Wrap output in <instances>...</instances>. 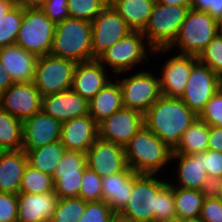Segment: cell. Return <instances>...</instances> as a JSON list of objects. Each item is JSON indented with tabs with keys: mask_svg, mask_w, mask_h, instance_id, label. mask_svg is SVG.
Masks as SVG:
<instances>
[{
	"mask_svg": "<svg viewBox=\"0 0 222 222\" xmlns=\"http://www.w3.org/2000/svg\"><path fill=\"white\" fill-rule=\"evenodd\" d=\"M198 118L181 99L162 95L144 114V126L172 151L186 129Z\"/></svg>",
	"mask_w": 222,
	"mask_h": 222,
	"instance_id": "obj_1",
	"label": "cell"
},
{
	"mask_svg": "<svg viewBox=\"0 0 222 222\" xmlns=\"http://www.w3.org/2000/svg\"><path fill=\"white\" fill-rule=\"evenodd\" d=\"M124 148L128 168L139 174H159L171 162L173 153L144 125Z\"/></svg>",
	"mask_w": 222,
	"mask_h": 222,
	"instance_id": "obj_2",
	"label": "cell"
},
{
	"mask_svg": "<svg viewBox=\"0 0 222 222\" xmlns=\"http://www.w3.org/2000/svg\"><path fill=\"white\" fill-rule=\"evenodd\" d=\"M91 22L67 18L56 24L49 55L76 63L93 60Z\"/></svg>",
	"mask_w": 222,
	"mask_h": 222,
	"instance_id": "obj_3",
	"label": "cell"
},
{
	"mask_svg": "<svg viewBox=\"0 0 222 222\" xmlns=\"http://www.w3.org/2000/svg\"><path fill=\"white\" fill-rule=\"evenodd\" d=\"M216 35L215 18L206 12L189 9L174 42L168 48L154 50L153 55L164 54L177 47L178 53L197 57Z\"/></svg>",
	"mask_w": 222,
	"mask_h": 222,
	"instance_id": "obj_4",
	"label": "cell"
},
{
	"mask_svg": "<svg viewBox=\"0 0 222 222\" xmlns=\"http://www.w3.org/2000/svg\"><path fill=\"white\" fill-rule=\"evenodd\" d=\"M156 174H138L129 201L120 216L131 222H157V193L169 182Z\"/></svg>",
	"mask_w": 222,
	"mask_h": 222,
	"instance_id": "obj_5",
	"label": "cell"
},
{
	"mask_svg": "<svg viewBox=\"0 0 222 222\" xmlns=\"http://www.w3.org/2000/svg\"><path fill=\"white\" fill-rule=\"evenodd\" d=\"M144 41L146 38L141 31H132L104 51L97 60L105 68L113 69L114 75L127 74V71H131L140 62L149 61L148 52L153 54L154 49L147 42L145 45Z\"/></svg>",
	"mask_w": 222,
	"mask_h": 222,
	"instance_id": "obj_6",
	"label": "cell"
},
{
	"mask_svg": "<svg viewBox=\"0 0 222 222\" xmlns=\"http://www.w3.org/2000/svg\"><path fill=\"white\" fill-rule=\"evenodd\" d=\"M188 7L154 3L151 16L142 33L154 50L168 48L185 20Z\"/></svg>",
	"mask_w": 222,
	"mask_h": 222,
	"instance_id": "obj_7",
	"label": "cell"
},
{
	"mask_svg": "<svg viewBox=\"0 0 222 222\" xmlns=\"http://www.w3.org/2000/svg\"><path fill=\"white\" fill-rule=\"evenodd\" d=\"M56 24L40 8L23 9V20L15 44L36 56L49 55Z\"/></svg>",
	"mask_w": 222,
	"mask_h": 222,
	"instance_id": "obj_8",
	"label": "cell"
},
{
	"mask_svg": "<svg viewBox=\"0 0 222 222\" xmlns=\"http://www.w3.org/2000/svg\"><path fill=\"white\" fill-rule=\"evenodd\" d=\"M154 74L146 69L121 80L122 74L114 76L121 87L123 108L144 114L162 96L159 76Z\"/></svg>",
	"mask_w": 222,
	"mask_h": 222,
	"instance_id": "obj_9",
	"label": "cell"
},
{
	"mask_svg": "<svg viewBox=\"0 0 222 222\" xmlns=\"http://www.w3.org/2000/svg\"><path fill=\"white\" fill-rule=\"evenodd\" d=\"M76 64L72 60L51 55L39 56L33 83L41 96L70 89Z\"/></svg>",
	"mask_w": 222,
	"mask_h": 222,
	"instance_id": "obj_10",
	"label": "cell"
},
{
	"mask_svg": "<svg viewBox=\"0 0 222 222\" xmlns=\"http://www.w3.org/2000/svg\"><path fill=\"white\" fill-rule=\"evenodd\" d=\"M222 87V78L208 66L197 62L192 68L183 96L180 98L197 115Z\"/></svg>",
	"mask_w": 222,
	"mask_h": 222,
	"instance_id": "obj_11",
	"label": "cell"
},
{
	"mask_svg": "<svg viewBox=\"0 0 222 222\" xmlns=\"http://www.w3.org/2000/svg\"><path fill=\"white\" fill-rule=\"evenodd\" d=\"M91 26L93 59L133 31L110 4L91 22Z\"/></svg>",
	"mask_w": 222,
	"mask_h": 222,
	"instance_id": "obj_12",
	"label": "cell"
},
{
	"mask_svg": "<svg viewBox=\"0 0 222 222\" xmlns=\"http://www.w3.org/2000/svg\"><path fill=\"white\" fill-rule=\"evenodd\" d=\"M42 96L33 82L13 83L1 93L0 109L24 121L41 111Z\"/></svg>",
	"mask_w": 222,
	"mask_h": 222,
	"instance_id": "obj_13",
	"label": "cell"
},
{
	"mask_svg": "<svg viewBox=\"0 0 222 222\" xmlns=\"http://www.w3.org/2000/svg\"><path fill=\"white\" fill-rule=\"evenodd\" d=\"M143 125L142 113L122 108L98 124L99 138L125 147Z\"/></svg>",
	"mask_w": 222,
	"mask_h": 222,
	"instance_id": "obj_14",
	"label": "cell"
},
{
	"mask_svg": "<svg viewBox=\"0 0 222 222\" xmlns=\"http://www.w3.org/2000/svg\"><path fill=\"white\" fill-rule=\"evenodd\" d=\"M87 166L102 178L128 169L125 148L98 138L86 152Z\"/></svg>",
	"mask_w": 222,
	"mask_h": 222,
	"instance_id": "obj_15",
	"label": "cell"
},
{
	"mask_svg": "<svg viewBox=\"0 0 222 222\" xmlns=\"http://www.w3.org/2000/svg\"><path fill=\"white\" fill-rule=\"evenodd\" d=\"M197 62L196 56L180 53L168 58L159 75L162 95L180 99L185 91L191 68Z\"/></svg>",
	"mask_w": 222,
	"mask_h": 222,
	"instance_id": "obj_16",
	"label": "cell"
},
{
	"mask_svg": "<svg viewBox=\"0 0 222 222\" xmlns=\"http://www.w3.org/2000/svg\"><path fill=\"white\" fill-rule=\"evenodd\" d=\"M62 123L42 110L23 121L22 150L41 148L60 140Z\"/></svg>",
	"mask_w": 222,
	"mask_h": 222,
	"instance_id": "obj_17",
	"label": "cell"
},
{
	"mask_svg": "<svg viewBox=\"0 0 222 222\" xmlns=\"http://www.w3.org/2000/svg\"><path fill=\"white\" fill-rule=\"evenodd\" d=\"M41 110L60 123L89 114V101L71 88L42 96Z\"/></svg>",
	"mask_w": 222,
	"mask_h": 222,
	"instance_id": "obj_18",
	"label": "cell"
},
{
	"mask_svg": "<svg viewBox=\"0 0 222 222\" xmlns=\"http://www.w3.org/2000/svg\"><path fill=\"white\" fill-rule=\"evenodd\" d=\"M177 159V161H175ZM171 160L178 163L177 182H169L172 186L184 189L199 190L207 193L211 192L212 182L209 180L207 172L202 164V153L185 155L172 154Z\"/></svg>",
	"mask_w": 222,
	"mask_h": 222,
	"instance_id": "obj_19",
	"label": "cell"
},
{
	"mask_svg": "<svg viewBox=\"0 0 222 222\" xmlns=\"http://www.w3.org/2000/svg\"><path fill=\"white\" fill-rule=\"evenodd\" d=\"M98 138V124L89 114L62 123L60 141L66 150L86 154Z\"/></svg>",
	"mask_w": 222,
	"mask_h": 222,
	"instance_id": "obj_20",
	"label": "cell"
},
{
	"mask_svg": "<svg viewBox=\"0 0 222 222\" xmlns=\"http://www.w3.org/2000/svg\"><path fill=\"white\" fill-rule=\"evenodd\" d=\"M97 60L76 64L71 89L90 101L111 79L108 70Z\"/></svg>",
	"mask_w": 222,
	"mask_h": 222,
	"instance_id": "obj_21",
	"label": "cell"
},
{
	"mask_svg": "<svg viewBox=\"0 0 222 222\" xmlns=\"http://www.w3.org/2000/svg\"><path fill=\"white\" fill-rule=\"evenodd\" d=\"M17 222L50 221L59 198L53 192L41 194L18 193Z\"/></svg>",
	"mask_w": 222,
	"mask_h": 222,
	"instance_id": "obj_22",
	"label": "cell"
},
{
	"mask_svg": "<svg viewBox=\"0 0 222 222\" xmlns=\"http://www.w3.org/2000/svg\"><path fill=\"white\" fill-rule=\"evenodd\" d=\"M38 56L14 44L0 48V61L13 83L33 82Z\"/></svg>",
	"mask_w": 222,
	"mask_h": 222,
	"instance_id": "obj_23",
	"label": "cell"
},
{
	"mask_svg": "<svg viewBox=\"0 0 222 222\" xmlns=\"http://www.w3.org/2000/svg\"><path fill=\"white\" fill-rule=\"evenodd\" d=\"M139 173L133 172L130 168L124 172H119L102 178L103 201L111 209L119 214L127 205L132 189L134 178Z\"/></svg>",
	"mask_w": 222,
	"mask_h": 222,
	"instance_id": "obj_24",
	"label": "cell"
},
{
	"mask_svg": "<svg viewBox=\"0 0 222 222\" xmlns=\"http://www.w3.org/2000/svg\"><path fill=\"white\" fill-rule=\"evenodd\" d=\"M27 165L24 150L0 151V192L18 194Z\"/></svg>",
	"mask_w": 222,
	"mask_h": 222,
	"instance_id": "obj_25",
	"label": "cell"
},
{
	"mask_svg": "<svg viewBox=\"0 0 222 222\" xmlns=\"http://www.w3.org/2000/svg\"><path fill=\"white\" fill-rule=\"evenodd\" d=\"M123 108L122 91L117 80H110L90 101L89 115L97 124Z\"/></svg>",
	"mask_w": 222,
	"mask_h": 222,
	"instance_id": "obj_26",
	"label": "cell"
},
{
	"mask_svg": "<svg viewBox=\"0 0 222 222\" xmlns=\"http://www.w3.org/2000/svg\"><path fill=\"white\" fill-rule=\"evenodd\" d=\"M133 31H143L154 5L152 0H107Z\"/></svg>",
	"mask_w": 222,
	"mask_h": 222,
	"instance_id": "obj_27",
	"label": "cell"
},
{
	"mask_svg": "<svg viewBox=\"0 0 222 222\" xmlns=\"http://www.w3.org/2000/svg\"><path fill=\"white\" fill-rule=\"evenodd\" d=\"M24 151L27 155L28 165L52 177L66 149L58 140L38 149Z\"/></svg>",
	"mask_w": 222,
	"mask_h": 222,
	"instance_id": "obj_28",
	"label": "cell"
},
{
	"mask_svg": "<svg viewBox=\"0 0 222 222\" xmlns=\"http://www.w3.org/2000/svg\"><path fill=\"white\" fill-rule=\"evenodd\" d=\"M209 125L197 118L184 131L172 154L192 155L208 150Z\"/></svg>",
	"mask_w": 222,
	"mask_h": 222,
	"instance_id": "obj_29",
	"label": "cell"
},
{
	"mask_svg": "<svg viewBox=\"0 0 222 222\" xmlns=\"http://www.w3.org/2000/svg\"><path fill=\"white\" fill-rule=\"evenodd\" d=\"M23 121L0 109V151L22 149Z\"/></svg>",
	"mask_w": 222,
	"mask_h": 222,
	"instance_id": "obj_30",
	"label": "cell"
},
{
	"mask_svg": "<svg viewBox=\"0 0 222 222\" xmlns=\"http://www.w3.org/2000/svg\"><path fill=\"white\" fill-rule=\"evenodd\" d=\"M208 193L174 186V203L177 218L199 217Z\"/></svg>",
	"mask_w": 222,
	"mask_h": 222,
	"instance_id": "obj_31",
	"label": "cell"
},
{
	"mask_svg": "<svg viewBox=\"0 0 222 222\" xmlns=\"http://www.w3.org/2000/svg\"><path fill=\"white\" fill-rule=\"evenodd\" d=\"M54 185L52 177L30 165H27L21 180L19 193L41 194L53 192Z\"/></svg>",
	"mask_w": 222,
	"mask_h": 222,
	"instance_id": "obj_32",
	"label": "cell"
},
{
	"mask_svg": "<svg viewBox=\"0 0 222 222\" xmlns=\"http://www.w3.org/2000/svg\"><path fill=\"white\" fill-rule=\"evenodd\" d=\"M23 20V9L14 6L0 17V48L14 45Z\"/></svg>",
	"mask_w": 222,
	"mask_h": 222,
	"instance_id": "obj_33",
	"label": "cell"
},
{
	"mask_svg": "<svg viewBox=\"0 0 222 222\" xmlns=\"http://www.w3.org/2000/svg\"><path fill=\"white\" fill-rule=\"evenodd\" d=\"M86 202L80 197L59 198L50 222H78L85 211Z\"/></svg>",
	"mask_w": 222,
	"mask_h": 222,
	"instance_id": "obj_34",
	"label": "cell"
},
{
	"mask_svg": "<svg viewBox=\"0 0 222 222\" xmlns=\"http://www.w3.org/2000/svg\"><path fill=\"white\" fill-rule=\"evenodd\" d=\"M70 18L92 22L108 5L107 0H67Z\"/></svg>",
	"mask_w": 222,
	"mask_h": 222,
	"instance_id": "obj_35",
	"label": "cell"
},
{
	"mask_svg": "<svg viewBox=\"0 0 222 222\" xmlns=\"http://www.w3.org/2000/svg\"><path fill=\"white\" fill-rule=\"evenodd\" d=\"M86 167L87 158L85 153L66 150L53 173V183L62 175L84 174Z\"/></svg>",
	"mask_w": 222,
	"mask_h": 222,
	"instance_id": "obj_36",
	"label": "cell"
},
{
	"mask_svg": "<svg viewBox=\"0 0 222 222\" xmlns=\"http://www.w3.org/2000/svg\"><path fill=\"white\" fill-rule=\"evenodd\" d=\"M197 60L222 78V37L216 35L200 52Z\"/></svg>",
	"mask_w": 222,
	"mask_h": 222,
	"instance_id": "obj_37",
	"label": "cell"
},
{
	"mask_svg": "<svg viewBox=\"0 0 222 222\" xmlns=\"http://www.w3.org/2000/svg\"><path fill=\"white\" fill-rule=\"evenodd\" d=\"M79 197L85 202L103 200L102 177L88 166L84 171Z\"/></svg>",
	"mask_w": 222,
	"mask_h": 222,
	"instance_id": "obj_38",
	"label": "cell"
},
{
	"mask_svg": "<svg viewBox=\"0 0 222 222\" xmlns=\"http://www.w3.org/2000/svg\"><path fill=\"white\" fill-rule=\"evenodd\" d=\"M176 218L174 186L167 183L157 193V222H173Z\"/></svg>",
	"mask_w": 222,
	"mask_h": 222,
	"instance_id": "obj_39",
	"label": "cell"
},
{
	"mask_svg": "<svg viewBox=\"0 0 222 222\" xmlns=\"http://www.w3.org/2000/svg\"><path fill=\"white\" fill-rule=\"evenodd\" d=\"M115 214L103 200L86 202L85 211L78 222H110Z\"/></svg>",
	"mask_w": 222,
	"mask_h": 222,
	"instance_id": "obj_40",
	"label": "cell"
},
{
	"mask_svg": "<svg viewBox=\"0 0 222 222\" xmlns=\"http://www.w3.org/2000/svg\"><path fill=\"white\" fill-rule=\"evenodd\" d=\"M198 118L209 126L222 127V87L208 101Z\"/></svg>",
	"mask_w": 222,
	"mask_h": 222,
	"instance_id": "obj_41",
	"label": "cell"
},
{
	"mask_svg": "<svg viewBox=\"0 0 222 222\" xmlns=\"http://www.w3.org/2000/svg\"><path fill=\"white\" fill-rule=\"evenodd\" d=\"M84 174L62 175L54 183V192L58 198L79 197L80 186Z\"/></svg>",
	"mask_w": 222,
	"mask_h": 222,
	"instance_id": "obj_42",
	"label": "cell"
},
{
	"mask_svg": "<svg viewBox=\"0 0 222 222\" xmlns=\"http://www.w3.org/2000/svg\"><path fill=\"white\" fill-rule=\"evenodd\" d=\"M202 164L212 183L222 178V152L206 150L202 153Z\"/></svg>",
	"mask_w": 222,
	"mask_h": 222,
	"instance_id": "obj_43",
	"label": "cell"
},
{
	"mask_svg": "<svg viewBox=\"0 0 222 222\" xmlns=\"http://www.w3.org/2000/svg\"><path fill=\"white\" fill-rule=\"evenodd\" d=\"M204 222H222V201L211 192L204 199L199 216Z\"/></svg>",
	"mask_w": 222,
	"mask_h": 222,
	"instance_id": "obj_44",
	"label": "cell"
},
{
	"mask_svg": "<svg viewBox=\"0 0 222 222\" xmlns=\"http://www.w3.org/2000/svg\"><path fill=\"white\" fill-rule=\"evenodd\" d=\"M67 0H44L41 10L55 24L69 18Z\"/></svg>",
	"mask_w": 222,
	"mask_h": 222,
	"instance_id": "obj_45",
	"label": "cell"
},
{
	"mask_svg": "<svg viewBox=\"0 0 222 222\" xmlns=\"http://www.w3.org/2000/svg\"><path fill=\"white\" fill-rule=\"evenodd\" d=\"M17 194L0 192V222H17Z\"/></svg>",
	"mask_w": 222,
	"mask_h": 222,
	"instance_id": "obj_46",
	"label": "cell"
},
{
	"mask_svg": "<svg viewBox=\"0 0 222 222\" xmlns=\"http://www.w3.org/2000/svg\"><path fill=\"white\" fill-rule=\"evenodd\" d=\"M208 149L222 152V127L209 126Z\"/></svg>",
	"mask_w": 222,
	"mask_h": 222,
	"instance_id": "obj_47",
	"label": "cell"
},
{
	"mask_svg": "<svg viewBox=\"0 0 222 222\" xmlns=\"http://www.w3.org/2000/svg\"><path fill=\"white\" fill-rule=\"evenodd\" d=\"M12 84L13 81L11 80L10 75L4 71L0 61V92H5Z\"/></svg>",
	"mask_w": 222,
	"mask_h": 222,
	"instance_id": "obj_48",
	"label": "cell"
},
{
	"mask_svg": "<svg viewBox=\"0 0 222 222\" xmlns=\"http://www.w3.org/2000/svg\"><path fill=\"white\" fill-rule=\"evenodd\" d=\"M16 6L22 9L41 8L44 0H13Z\"/></svg>",
	"mask_w": 222,
	"mask_h": 222,
	"instance_id": "obj_49",
	"label": "cell"
},
{
	"mask_svg": "<svg viewBox=\"0 0 222 222\" xmlns=\"http://www.w3.org/2000/svg\"><path fill=\"white\" fill-rule=\"evenodd\" d=\"M211 0H192L190 9L203 11L210 15Z\"/></svg>",
	"mask_w": 222,
	"mask_h": 222,
	"instance_id": "obj_50",
	"label": "cell"
},
{
	"mask_svg": "<svg viewBox=\"0 0 222 222\" xmlns=\"http://www.w3.org/2000/svg\"><path fill=\"white\" fill-rule=\"evenodd\" d=\"M210 15L215 19L222 15V0H211Z\"/></svg>",
	"mask_w": 222,
	"mask_h": 222,
	"instance_id": "obj_51",
	"label": "cell"
},
{
	"mask_svg": "<svg viewBox=\"0 0 222 222\" xmlns=\"http://www.w3.org/2000/svg\"><path fill=\"white\" fill-rule=\"evenodd\" d=\"M158 3L165 5H178L188 7L190 9L192 0H159Z\"/></svg>",
	"mask_w": 222,
	"mask_h": 222,
	"instance_id": "obj_52",
	"label": "cell"
},
{
	"mask_svg": "<svg viewBox=\"0 0 222 222\" xmlns=\"http://www.w3.org/2000/svg\"><path fill=\"white\" fill-rule=\"evenodd\" d=\"M211 193L222 201V178L212 183Z\"/></svg>",
	"mask_w": 222,
	"mask_h": 222,
	"instance_id": "obj_53",
	"label": "cell"
},
{
	"mask_svg": "<svg viewBox=\"0 0 222 222\" xmlns=\"http://www.w3.org/2000/svg\"><path fill=\"white\" fill-rule=\"evenodd\" d=\"M15 6L13 0H1L0 1V17L4 16Z\"/></svg>",
	"mask_w": 222,
	"mask_h": 222,
	"instance_id": "obj_54",
	"label": "cell"
},
{
	"mask_svg": "<svg viewBox=\"0 0 222 222\" xmlns=\"http://www.w3.org/2000/svg\"><path fill=\"white\" fill-rule=\"evenodd\" d=\"M173 222H204L200 217L176 218Z\"/></svg>",
	"mask_w": 222,
	"mask_h": 222,
	"instance_id": "obj_55",
	"label": "cell"
},
{
	"mask_svg": "<svg viewBox=\"0 0 222 222\" xmlns=\"http://www.w3.org/2000/svg\"><path fill=\"white\" fill-rule=\"evenodd\" d=\"M217 35L222 37V15L216 18Z\"/></svg>",
	"mask_w": 222,
	"mask_h": 222,
	"instance_id": "obj_56",
	"label": "cell"
},
{
	"mask_svg": "<svg viewBox=\"0 0 222 222\" xmlns=\"http://www.w3.org/2000/svg\"><path fill=\"white\" fill-rule=\"evenodd\" d=\"M110 222H131V221L120 216L119 214H115V216L111 219Z\"/></svg>",
	"mask_w": 222,
	"mask_h": 222,
	"instance_id": "obj_57",
	"label": "cell"
}]
</instances>
